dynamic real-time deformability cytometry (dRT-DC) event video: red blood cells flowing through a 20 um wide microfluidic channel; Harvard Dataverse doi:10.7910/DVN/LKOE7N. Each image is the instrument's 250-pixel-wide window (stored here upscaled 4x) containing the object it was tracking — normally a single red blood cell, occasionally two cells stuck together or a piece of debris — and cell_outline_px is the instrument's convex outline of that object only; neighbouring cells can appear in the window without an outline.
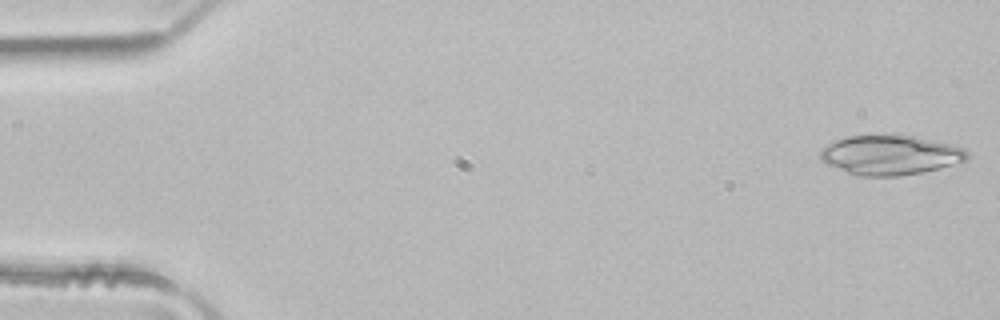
{"species": "common noctule bat (a hibernating species)", "species_latin": "Nyctalus noctula", "temperature_condition": "room temperature", "stored_images_in_passage": 4, "camera_frame_rate_fps": 3000, "um_per_image_px": 0.085, "animal": {"sex": "male", "body_mass_g": 21.5, "forearm_length_mm": 52.0}, "frame": {"image": 1, "passage_image": 1, "time_ms": 0.0, "image_size_px": [1000, 320], "cell_outline_px": [[968, 160], [940, 168], [900, 176], [860, 176], [848, 172], [828, 164], [820, 160], [820, 148], [844, 136], [892, 132], [912, 136], [948, 144], [960, 148], [968, 152]], "centroid_in_image_um": [75.61, 13.14], "position_along_channel_um": 9.4, "area_um2": 34.28}}